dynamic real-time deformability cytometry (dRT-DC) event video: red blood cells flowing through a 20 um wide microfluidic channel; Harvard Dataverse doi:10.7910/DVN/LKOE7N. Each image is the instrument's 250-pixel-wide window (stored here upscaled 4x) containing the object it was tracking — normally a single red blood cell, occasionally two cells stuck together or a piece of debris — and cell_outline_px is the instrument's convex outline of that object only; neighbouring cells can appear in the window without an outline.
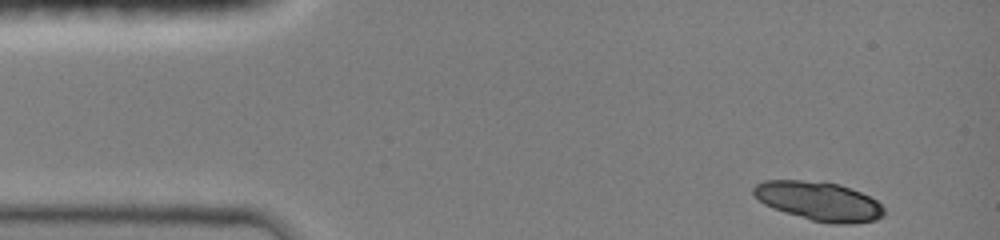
{"species": "common noctule bat (a hibernating species)", "species_latin": "Nyctalus noctula", "temperature_condition": "room temperature", "stored_images_in_passage": 5, "camera_frame_rate_fps": 3000, "um_per_image_px": 0.085, "animal": {"sex": "female", "body_mass_g": 19.0, "forearm_length_mm": 51.5}, "frame": {"image": 1, "passage_image": 1, "time_ms": 0.0, "image_size_px": [1000, 240], "cell_outline_px": [[884, 216], [876, 220], [848, 224], [832, 224], [812, 220], [784, 212], [772, 208], [764, 204], [752, 192], [752, 188], [756, 184], [764, 180], [824, 180], [860, 192], [876, 200], [884, 208]], "centroid_in_image_um": [69.6, 17.09], "position_along_channel_um": 15.4, "area_um2": 29.71}}